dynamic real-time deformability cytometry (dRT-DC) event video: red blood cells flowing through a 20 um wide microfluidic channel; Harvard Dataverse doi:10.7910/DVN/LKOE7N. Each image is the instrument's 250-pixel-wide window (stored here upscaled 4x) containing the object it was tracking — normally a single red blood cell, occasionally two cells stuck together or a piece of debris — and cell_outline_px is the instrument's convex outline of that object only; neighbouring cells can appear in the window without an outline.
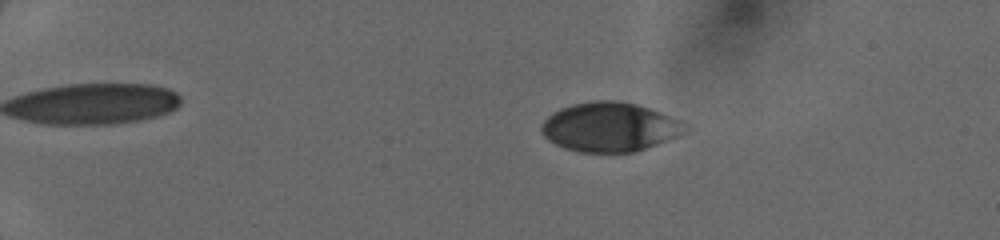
{"species": "human", "species_latin": "Homo sapiens", "temperature_condition": "cold", "stored_images_in_passage": 42, "camera_frame_rate_fps": 3000, "um_per_image_px": 0.085, "donor": {"sex": "female"}, "frame": {"image": 1, "passage_image": 3, "time_ms": 0.667, "image_size_px": [1000, 240], "cell_outline_px": [[684, 132], [680, 136], [632, 152], [580, 152], [564, 148], [548, 140], [544, 136], [540, 128], [544, 120], [552, 112], [560, 108], [572, 104], [596, 100], [616, 100], [636, 104], [660, 112], [680, 120]], "centroid_in_image_um": [51.77, 10.79], "position_along_channel_um": 33.2, "area_um2": 40.86}}
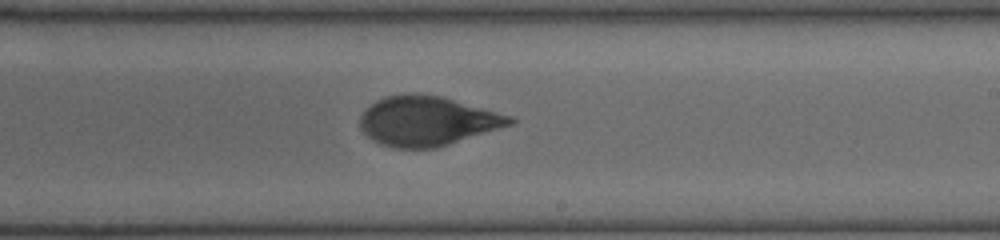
{"frame": {"image": 2, "passage_image": 25, "time_ms": 8.0, "image_size_px": [1000, 240], "cell_outline_px": [[516, 120], [512, 124], [436, 148], [392, 148], [380, 144], [372, 140], [360, 128], [360, 116], [376, 100], [388, 96], [404, 92], [420, 92], [440, 96], [512, 116]], "centroid_in_image_um": [36.28, 10.27], "position_along_channel_um": 252.7, "area_um2": 43.12}}
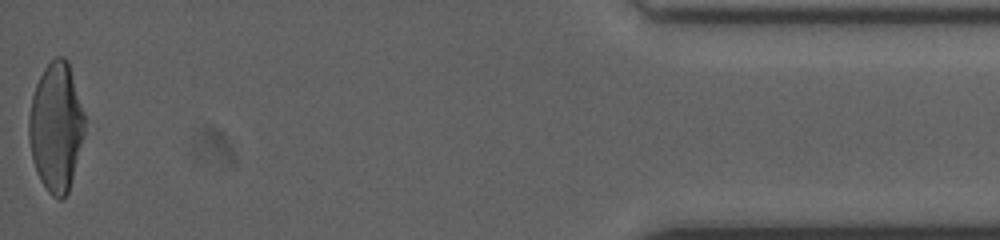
{"frame": {"image": 3, "passage_image": 42, "time_ms": 13.667, "image_size_px": [1000, 240], "cell_outline_px": [[88, 120], [84, 136], [68, 192], [60, 200], [52, 196], [48, 192], [40, 180], [32, 160], [28, 136], [28, 116], [32, 96], [36, 84], [44, 68], [56, 56], [64, 56], [68, 60]], "centroid_in_image_um": [4.79, 10.76], "position_along_channel_um": 430.4, "area_um2": 42.54}}